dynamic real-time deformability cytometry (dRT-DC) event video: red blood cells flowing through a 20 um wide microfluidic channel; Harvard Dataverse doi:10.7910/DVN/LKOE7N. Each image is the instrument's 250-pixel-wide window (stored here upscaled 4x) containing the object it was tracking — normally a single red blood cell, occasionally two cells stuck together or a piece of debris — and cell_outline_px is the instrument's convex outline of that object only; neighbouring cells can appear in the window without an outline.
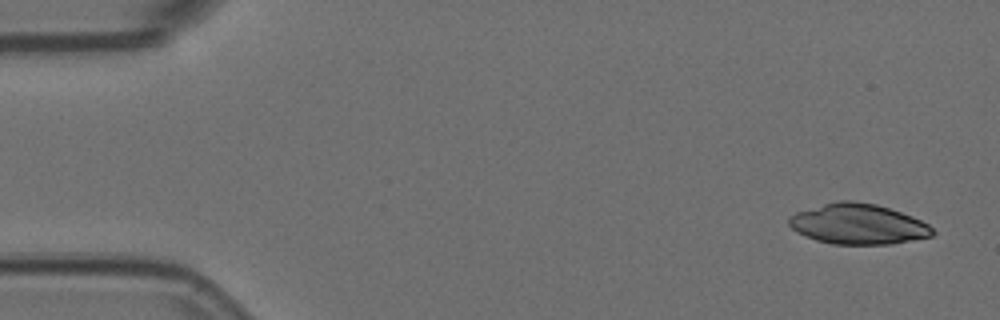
{"species": "Egyptian fruit bat (a non-hibernating species)", "species_latin": "Rousettus aegyptiacus", "temperature_condition": "room temperature", "stored_images_in_passage": 4, "camera_frame_rate_fps": 3000, "um_per_image_px": 0.085, "animal": {"sex": "female"}, "frame": {"image": 1, "passage_image": 1, "time_ms": 0.0, "image_size_px": [1000, 320], "cell_outline_px": [[936, 232], [932, 236], [892, 244], [832, 244], [816, 240], [804, 236], [796, 232], [788, 224], [788, 216], [796, 212], [824, 204], [840, 200], [852, 200], [876, 204], [912, 216], [928, 224]], "centroid_in_image_um": [72.92, 19.05], "position_along_channel_um": 12.1, "area_um2": 33.81}}